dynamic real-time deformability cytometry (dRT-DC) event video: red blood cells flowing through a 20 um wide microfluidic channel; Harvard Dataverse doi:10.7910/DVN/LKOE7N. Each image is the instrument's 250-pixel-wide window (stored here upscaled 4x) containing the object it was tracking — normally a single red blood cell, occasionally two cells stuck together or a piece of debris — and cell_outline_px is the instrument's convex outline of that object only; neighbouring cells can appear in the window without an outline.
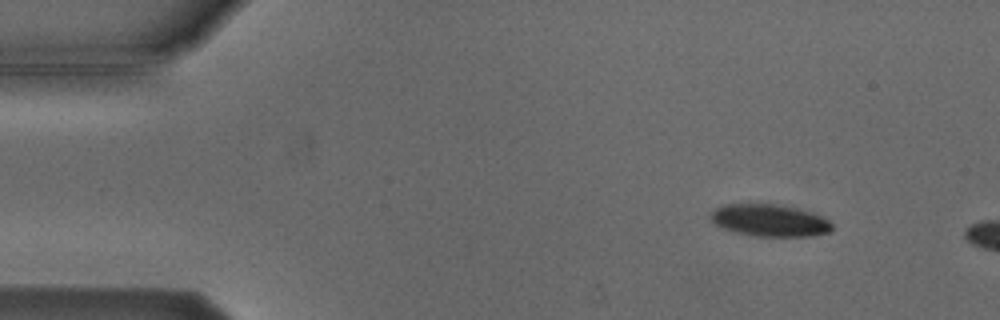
{"species": "Egyptian fruit bat (a non-hibernating species)", "species_latin": "Rousettus aegyptiacus", "temperature_condition": "cold", "stored_images_in_passage": 4, "camera_frame_rate_fps": 3000, "um_per_image_px": 0.085, "animal": {"sex": "male"}, "frame": {"image": 1, "passage_image": 2, "time_ms": 1.333, "image_size_px": [1000, 320], "cell_outline_px": [[832, 232], [812, 236], [748, 236], [724, 228], [708, 220], [708, 216], [720, 204], [772, 204], [796, 208], [812, 212], [828, 220], [832, 224]], "centroid_in_image_um": [65.39, 18.74], "position_along_channel_um": 19.6, "area_um2": 22.83}}